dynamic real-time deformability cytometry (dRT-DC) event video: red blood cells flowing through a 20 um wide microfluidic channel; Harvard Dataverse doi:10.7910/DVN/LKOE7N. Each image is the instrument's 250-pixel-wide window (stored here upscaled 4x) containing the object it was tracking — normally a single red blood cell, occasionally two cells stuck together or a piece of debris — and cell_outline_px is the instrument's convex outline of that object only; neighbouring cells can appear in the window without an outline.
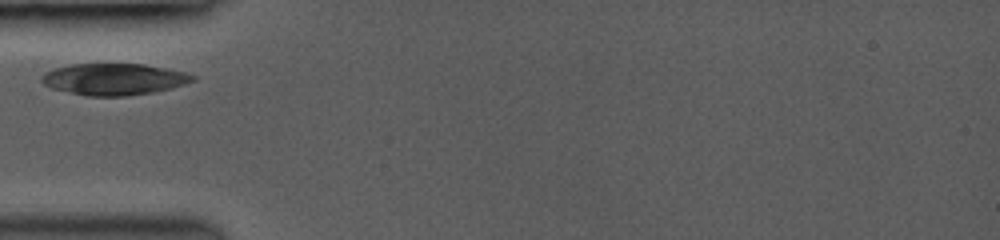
{"species": "common noctule bat (a hibernating species)", "species_latin": "Nyctalus noctula", "temperature_condition": "room temperature", "stored_images_in_passage": 7, "camera_frame_rate_fps": 3000, "um_per_image_px": 0.085, "animal": {"sex": "female", "body_mass_g": 19.0, "forearm_length_mm": 53.3}, "frame": {"image": 1, "passage_image": 1, "time_ms": 0.0, "image_size_px": [1000, 240], "cell_outline_px": [[196, 80], [172, 88], [152, 92], [128, 96], [88, 96], [68, 92], [52, 88], [44, 84], [40, 80], [40, 76], [44, 72], [52, 68], [72, 64], [144, 64], [184, 72], [196, 76]], "centroid_in_image_um": [9.65, 6.73], "position_along_channel_um": 75.3, "area_um2": 27.86}}
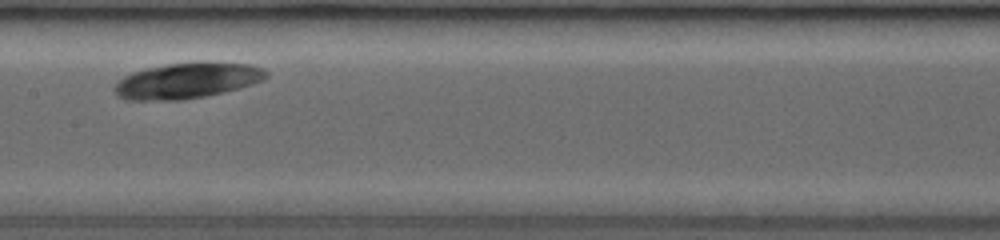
{"frame": {"image": 2, "passage_image": 4, "time_ms": 3.0, "image_size_px": [1000, 240], "cell_outline_px": [[268, 76], [264, 80], [240, 88], [208, 96], [184, 100], [124, 100], [116, 96], [112, 88], [116, 80], [132, 72], [144, 68], [168, 64], [196, 60], [212, 60], [252, 64], [264, 68], [268, 72]], "centroid_in_image_um": [15.91, 6.82], "position_along_channel_um": 191.5, "area_um2": 32.89}}
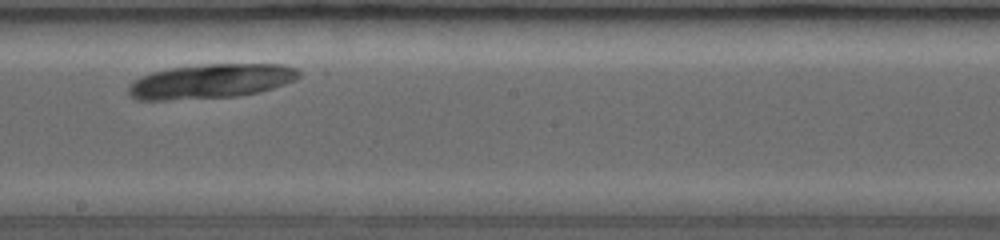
{"frame": {"image": 3, "passage_image": 5, "time_ms": 4.0, "image_size_px": [1000, 240], "cell_outline_px": [[300, 76], [296, 80], [260, 92], [240, 96], [168, 100], [136, 100], [128, 92], [128, 88], [140, 76], [152, 72], [168, 68], [208, 64], [284, 64], [296, 68], [300, 72]], "centroid_in_image_um": [17.95, 6.9], "position_along_channel_um": 230.3, "area_um2": 34.28}}